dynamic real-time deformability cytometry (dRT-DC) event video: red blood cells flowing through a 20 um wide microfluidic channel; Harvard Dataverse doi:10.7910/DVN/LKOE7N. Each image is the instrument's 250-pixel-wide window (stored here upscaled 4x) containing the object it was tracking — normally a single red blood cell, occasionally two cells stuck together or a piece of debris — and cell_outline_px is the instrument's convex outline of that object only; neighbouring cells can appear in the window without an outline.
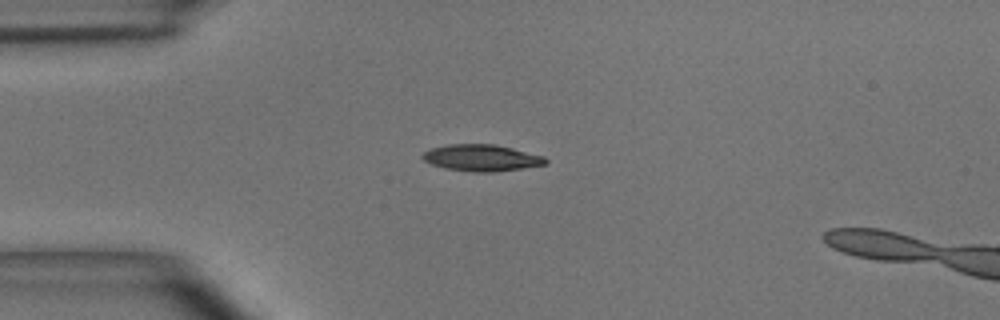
{"species": "common noctule bat (a hibernating species)", "species_latin": "Nyctalus noctula", "temperature_condition": "room temperature", "stored_images_in_passage": 48, "camera_frame_rate_fps": 3000, "um_per_image_px": 0.085, "animal": {"sex": "male", "body_mass_g": 15.6}, "frame": {"image": 1, "passage_image": 12, "time_ms": 3.667, "image_size_px": [1000, 320], "cell_outline_px": [[548, 164], [492, 172], [472, 172], [444, 168], [432, 164], [424, 160], [420, 156], [424, 152], [432, 148], [448, 144], [496, 144], [544, 156], [548, 160]], "centroid_in_image_um": [40.93, 13.41], "position_along_channel_um": 44.1, "area_um2": 19.02}}
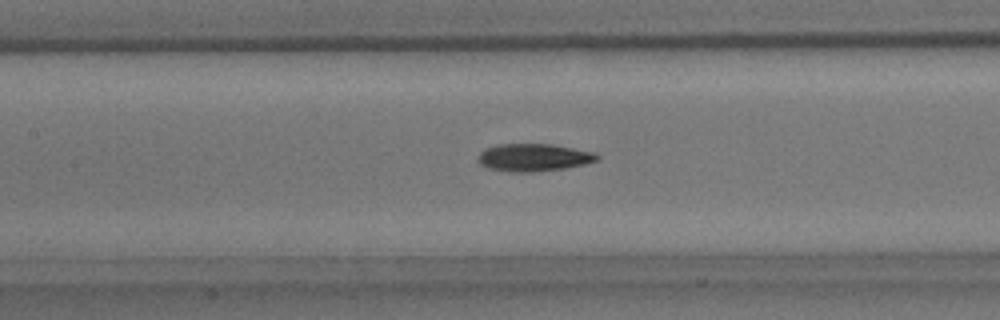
{"frame": {"image": 2, "passage_image": 22, "time_ms": 7.0, "image_size_px": [1000, 320], "cell_outline_px": [[600, 156], [596, 160], [584, 164], [564, 168], [532, 172], [508, 172], [488, 168], [480, 164], [476, 160], [480, 152], [484, 148], [500, 144], [552, 144], [596, 152]], "centroid_in_image_um": [45.33, 13.38], "position_along_channel_um": 162.1, "area_um2": 19.25}}
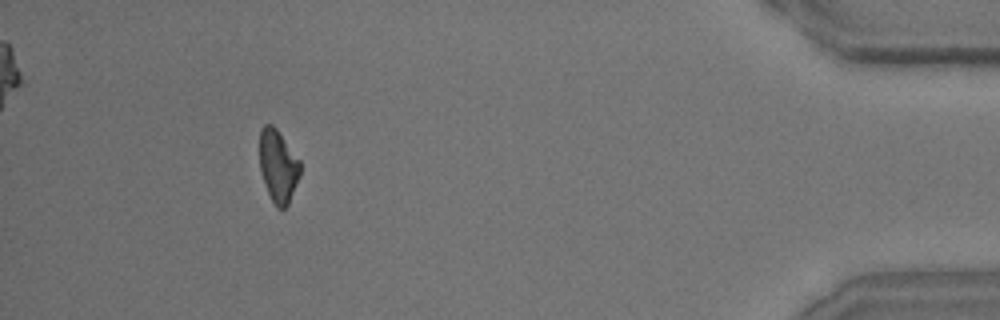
{"frame": {"image": 3, "passage_image": 45, "time_ms": 14.667, "image_size_px": [1000, 320], "cell_outline_px": [[300, 176], [288, 204], [284, 208], [276, 208], [268, 192], [260, 168], [260, 128], [264, 124], [272, 124], [276, 128], [300, 160]], "centroid_in_image_um": [23.65, 14.09], "position_along_channel_um": 411.6, "area_um2": 16.99}, "authors_computed_cell_mechanics": {"area_um2": 18.207, "velocity_mm_per_s": 4.0432, "shape_relaxation_time_tau1_ms": 2.6838, "shape_relaxation_time_tau2_ms": 9.0197, "deformation_change_tau1": 0.1207, "deformation_change_tau2": 0.1771}}